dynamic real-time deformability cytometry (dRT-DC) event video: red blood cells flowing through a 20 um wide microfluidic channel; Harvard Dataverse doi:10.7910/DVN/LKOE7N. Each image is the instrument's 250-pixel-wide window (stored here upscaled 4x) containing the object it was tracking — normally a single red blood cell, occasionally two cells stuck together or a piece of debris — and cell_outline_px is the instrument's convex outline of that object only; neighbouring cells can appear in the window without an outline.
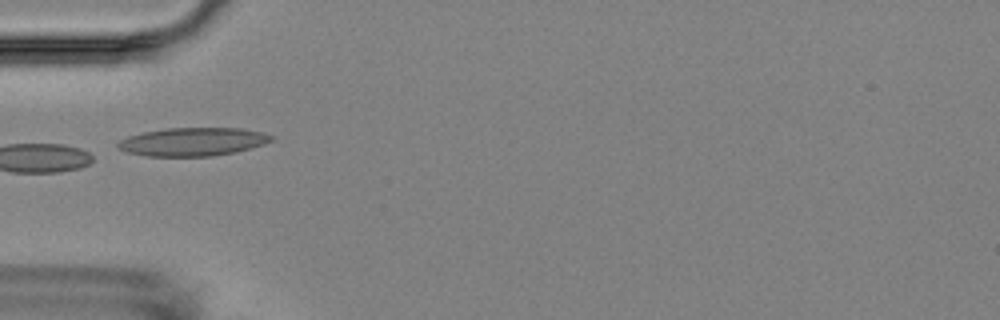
{"species": "Egyptian fruit bat (a non-hibernating species)", "species_latin": "Rousettus aegyptiacus", "temperature_condition": "room temperature", "stored_images_in_passage": 8, "camera_frame_rate_fps": 3000, "um_per_image_px": 0.085, "animal": {"sex": "female"}, "frame": {"image": 1, "passage_image": 5, "time_ms": 4.667, "image_size_px": [1000, 320], "cell_outline_px": [[276, 136], [272, 140], [264, 144], [236, 152], [212, 156], [148, 156], [128, 152], [116, 148], [116, 144], [120, 140], [128, 136], [144, 132], [168, 128], [244, 128], [264, 132]], "centroid_in_image_um": [16.42, 12.04], "position_along_channel_um": 68.6, "area_um2": 25.43}}